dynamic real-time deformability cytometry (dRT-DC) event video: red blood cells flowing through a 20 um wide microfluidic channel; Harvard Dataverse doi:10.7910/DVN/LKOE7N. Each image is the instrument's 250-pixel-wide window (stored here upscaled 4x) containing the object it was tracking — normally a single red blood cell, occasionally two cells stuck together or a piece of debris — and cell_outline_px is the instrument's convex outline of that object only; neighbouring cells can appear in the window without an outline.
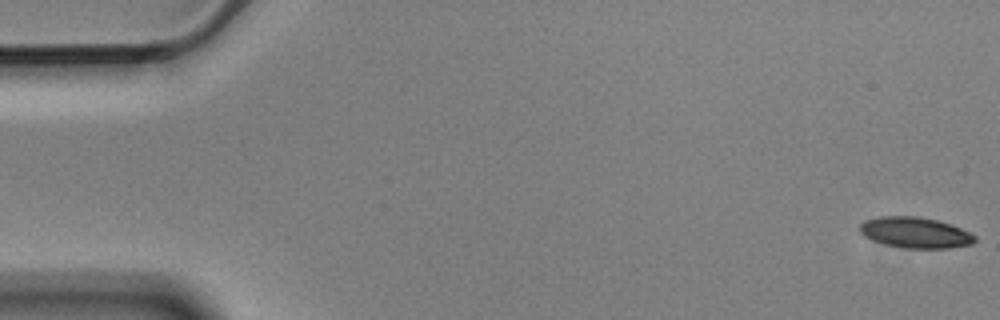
{"species": "Egyptian fruit bat (a non-hibernating species)", "species_latin": "Rousettus aegyptiacus", "temperature_condition": "cold", "stored_images_in_passage": 4, "segment_of_instrument_passage": [2, 2], "camera_frame_rate_fps": 3000, "um_per_image_px": 0.085, "animal": {"sex": "male"}, "frame": {"image": 1, "passage_image": 4, "time_ms": 1.0, "image_size_px": [1000, 320], "cell_outline_px": [[976, 240], [972, 244], [948, 248], [908, 248], [884, 244], [872, 240], [864, 236], [860, 232], [860, 224], [864, 220], [880, 216], [920, 216], [952, 224], [976, 236]], "centroid_in_image_um": [77.78, 19.76], "position_along_channel_um": 7.2, "area_um2": 20.69}}